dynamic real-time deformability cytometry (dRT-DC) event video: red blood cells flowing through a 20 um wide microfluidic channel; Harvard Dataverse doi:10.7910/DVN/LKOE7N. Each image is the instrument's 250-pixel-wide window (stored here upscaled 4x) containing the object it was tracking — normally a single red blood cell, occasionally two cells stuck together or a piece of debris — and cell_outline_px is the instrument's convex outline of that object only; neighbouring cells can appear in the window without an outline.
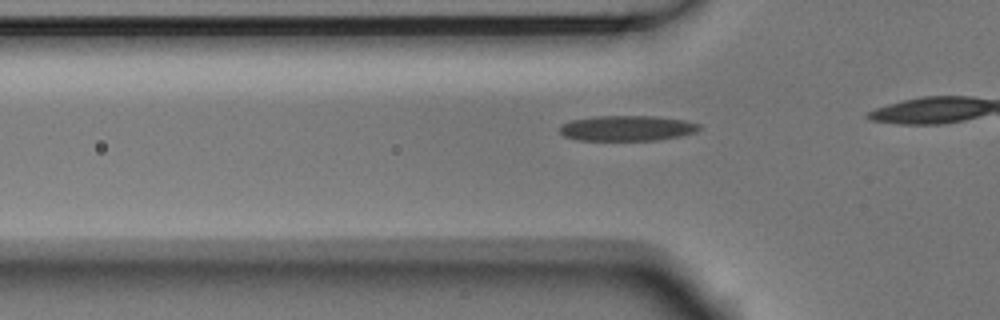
{"species": "Egyptian fruit bat (a non-hibernating species)", "species_latin": "Rousettus aegyptiacus", "temperature_condition": "room temperature", "stored_images_in_passage": 34, "camera_frame_rate_fps": 3000, "um_per_image_px": 0.085, "animal": {"sex": "male"}, "frame": {"image": 1, "passage_image": 9, "time_ms": 2.667, "image_size_px": [1000, 320], "cell_outline_px": [[696, 128], [688, 132], [672, 136], [648, 140], [588, 140], [568, 136], [560, 132], [560, 128], [564, 124], [576, 120], [616, 116], [640, 116], [676, 120], [696, 124]], "centroid_in_image_um": [53.17, 10.91], "position_along_channel_um": 72.6, "area_um2": 18.55}}
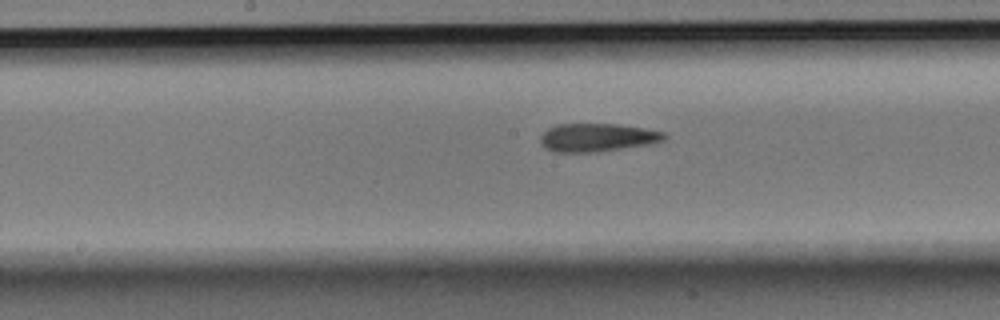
{"frame": {"image": 2, "passage_image": 19, "time_ms": 6.0, "image_size_px": [1000, 320], "cell_outline_px": [[664, 136], [656, 140], [636, 144], [608, 148], [548, 148], [544, 144], [544, 136], [552, 128], [568, 124], [604, 124], [636, 128], [660, 132]], "centroid_in_image_um": [50.76, 11.59], "position_along_channel_um": 197.4, "area_um2": 16.42}}
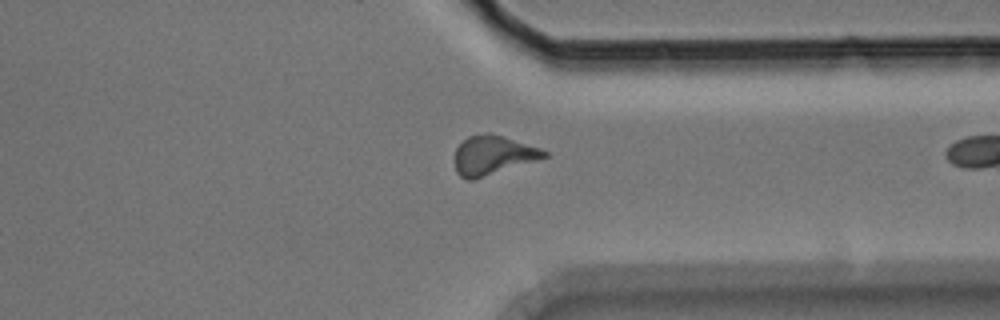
{"frame": {"image": 3, "passage_image": 33, "time_ms": 10.667, "image_size_px": [1000, 320], "cell_outline_px": [[548, 156], [480, 176], [460, 176], [456, 168], [456, 148], [468, 136], [500, 136], [548, 152]], "centroid_in_image_um": [41.87, 13.17], "position_along_channel_um": 369.5, "area_um2": 18.26}}